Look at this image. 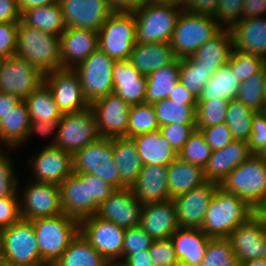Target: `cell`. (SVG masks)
I'll return each mask as SVG.
<instances>
[{
	"mask_svg": "<svg viewBox=\"0 0 266 266\" xmlns=\"http://www.w3.org/2000/svg\"><path fill=\"white\" fill-rule=\"evenodd\" d=\"M7 150L5 148L3 150L2 147L0 149V198H19L20 180L19 176H16L14 163L9 154L10 151H15V149L7 148Z\"/></svg>",
	"mask_w": 266,
	"mask_h": 266,
	"instance_id": "obj_49",
	"label": "cell"
},
{
	"mask_svg": "<svg viewBox=\"0 0 266 266\" xmlns=\"http://www.w3.org/2000/svg\"><path fill=\"white\" fill-rule=\"evenodd\" d=\"M135 44L133 12H113L98 31V48L116 61L128 60Z\"/></svg>",
	"mask_w": 266,
	"mask_h": 266,
	"instance_id": "obj_7",
	"label": "cell"
},
{
	"mask_svg": "<svg viewBox=\"0 0 266 266\" xmlns=\"http://www.w3.org/2000/svg\"><path fill=\"white\" fill-rule=\"evenodd\" d=\"M159 126L166 124L196 125L197 104H184L165 98L153 104Z\"/></svg>",
	"mask_w": 266,
	"mask_h": 266,
	"instance_id": "obj_41",
	"label": "cell"
},
{
	"mask_svg": "<svg viewBox=\"0 0 266 266\" xmlns=\"http://www.w3.org/2000/svg\"><path fill=\"white\" fill-rule=\"evenodd\" d=\"M24 102L27 105L30 121L59 122L62 112L58 109L48 86L43 83Z\"/></svg>",
	"mask_w": 266,
	"mask_h": 266,
	"instance_id": "obj_40",
	"label": "cell"
},
{
	"mask_svg": "<svg viewBox=\"0 0 266 266\" xmlns=\"http://www.w3.org/2000/svg\"><path fill=\"white\" fill-rule=\"evenodd\" d=\"M253 215L262 220L266 219V192L263 194L257 205L253 208Z\"/></svg>",
	"mask_w": 266,
	"mask_h": 266,
	"instance_id": "obj_69",
	"label": "cell"
},
{
	"mask_svg": "<svg viewBox=\"0 0 266 266\" xmlns=\"http://www.w3.org/2000/svg\"><path fill=\"white\" fill-rule=\"evenodd\" d=\"M139 227L153 240L170 238L180 228L173 200L144 204Z\"/></svg>",
	"mask_w": 266,
	"mask_h": 266,
	"instance_id": "obj_22",
	"label": "cell"
},
{
	"mask_svg": "<svg viewBox=\"0 0 266 266\" xmlns=\"http://www.w3.org/2000/svg\"><path fill=\"white\" fill-rule=\"evenodd\" d=\"M58 122H42V121H30V126L25 143L33 138L34 134L40 135L41 138H48L51 134L53 136L51 142L47 146H54L57 140ZM55 134V135H54ZM55 136V137H54Z\"/></svg>",
	"mask_w": 266,
	"mask_h": 266,
	"instance_id": "obj_60",
	"label": "cell"
},
{
	"mask_svg": "<svg viewBox=\"0 0 266 266\" xmlns=\"http://www.w3.org/2000/svg\"><path fill=\"white\" fill-rule=\"evenodd\" d=\"M211 76V69L197 65L191 57L180 58L179 80L196 98Z\"/></svg>",
	"mask_w": 266,
	"mask_h": 266,
	"instance_id": "obj_45",
	"label": "cell"
},
{
	"mask_svg": "<svg viewBox=\"0 0 266 266\" xmlns=\"http://www.w3.org/2000/svg\"><path fill=\"white\" fill-rule=\"evenodd\" d=\"M183 0H147V4H182Z\"/></svg>",
	"mask_w": 266,
	"mask_h": 266,
	"instance_id": "obj_71",
	"label": "cell"
},
{
	"mask_svg": "<svg viewBox=\"0 0 266 266\" xmlns=\"http://www.w3.org/2000/svg\"><path fill=\"white\" fill-rule=\"evenodd\" d=\"M109 263L79 231L54 266H109Z\"/></svg>",
	"mask_w": 266,
	"mask_h": 266,
	"instance_id": "obj_37",
	"label": "cell"
},
{
	"mask_svg": "<svg viewBox=\"0 0 266 266\" xmlns=\"http://www.w3.org/2000/svg\"><path fill=\"white\" fill-rule=\"evenodd\" d=\"M44 83V74L18 56L0 62V92L12 94L24 101Z\"/></svg>",
	"mask_w": 266,
	"mask_h": 266,
	"instance_id": "obj_13",
	"label": "cell"
},
{
	"mask_svg": "<svg viewBox=\"0 0 266 266\" xmlns=\"http://www.w3.org/2000/svg\"><path fill=\"white\" fill-rule=\"evenodd\" d=\"M132 139L137 146L142 165L168 166L177 157L160 129L136 135Z\"/></svg>",
	"mask_w": 266,
	"mask_h": 266,
	"instance_id": "obj_32",
	"label": "cell"
},
{
	"mask_svg": "<svg viewBox=\"0 0 266 266\" xmlns=\"http://www.w3.org/2000/svg\"><path fill=\"white\" fill-rule=\"evenodd\" d=\"M109 266H126V265L123 264L121 261H115V262L109 263Z\"/></svg>",
	"mask_w": 266,
	"mask_h": 266,
	"instance_id": "obj_74",
	"label": "cell"
},
{
	"mask_svg": "<svg viewBox=\"0 0 266 266\" xmlns=\"http://www.w3.org/2000/svg\"><path fill=\"white\" fill-rule=\"evenodd\" d=\"M124 228L96 215L82 219L79 231L89 243L110 263L122 261Z\"/></svg>",
	"mask_w": 266,
	"mask_h": 266,
	"instance_id": "obj_14",
	"label": "cell"
},
{
	"mask_svg": "<svg viewBox=\"0 0 266 266\" xmlns=\"http://www.w3.org/2000/svg\"><path fill=\"white\" fill-rule=\"evenodd\" d=\"M101 138L126 137L131 105L114 92L90 104Z\"/></svg>",
	"mask_w": 266,
	"mask_h": 266,
	"instance_id": "obj_17",
	"label": "cell"
},
{
	"mask_svg": "<svg viewBox=\"0 0 266 266\" xmlns=\"http://www.w3.org/2000/svg\"><path fill=\"white\" fill-rule=\"evenodd\" d=\"M218 186L207 181L172 199L180 228L201 229L207 208Z\"/></svg>",
	"mask_w": 266,
	"mask_h": 266,
	"instance_id": "obj_19",
	"label": "cell"
},
{
	"mask_svg": "<svg viewBox=\"0 0 266 266\" xmlns=\"http://www.w3.org/2000/svg\"><path fill=\"white\" fill-rule=\"evenodd\" d=\"M15 55L43 74L61 69V39L19 21Z\"/></svg>",
	"mask_w": 266,
	"mask_h": 266,
	"instance_id": "obj_2",
	"label": "cell"
},
{
	"mask_svg": "<svg viewBox=\"0 0 266 266\" xmlns=\"http://www.w3.org/2000/svg\"><path fill=\"white\" fill-rule=\"evenodd\" d=\"M240 263L266 258V223L252 215L227 237Z\"/></svg>",
	"mask_w": 266,
	"mask_h": 266,
	"instance_id": "obj_20",
	"label": "cell"
},
{
	"mask_svg": "<svg viewBox=\"0 0 266 266\" xmlns=\"http://www.w3.org/2000/svg\"><path fill=\"white\" fill-rule=\"evenodd\" d=\"M240 266H266V258H257L242 262L240 263Z\"/></svg>",
	"mask_w": 266,
	"mask_h": 266,
	"instance_id": "obj_70",
	"label": "cell"
},
{
	"mask_svg": "<svg viewBox=\"0 0 266 266\" xmlns=\"http://www.w3.org/2000/svg\"><path fill=\"white\" fill-rule=\"evenodd\" d=\"M27 184L18 191L21 219L30 221L63 213L59 185L33 180Z\"/></svg>",
	"mask_w": 266,
	"mask_h": 266,
	"instance_id": "obj_12",
	"label": "cell"
},
{
	"mask_svg": "<svg viewBox=\"0 0 266 266\" xmlns=\"http://www.w3.org/2000/svg\"><path fill=\"white\" fill-rule=\"evenodd\" d=\"M114 12H134L147 4V0H111Z\"/></svg>",
	"mask_w": 266,
	"mask_h": 266,
	"instance_id": "obj_66",
	"label": "cell"
},
{
	"mask_svg": "<svg viewBox=\"0 0 266 266\" xmlns=\"http://www.w3.org/2000/svg\"><path fill=\"white\" fill-rule=\"evenodd\" d=\"M159 128L160 126L152 104L141 103L131 105L126 138L153 132Z\"/></svg>",
	"mask_w": 266,
	"mask_h": 266,
	"instance_id": "obj_44",
	"label": "cell"
},
{
	"mask_svg": "<svg viewBox=\"0 0 266 266\" xmlns=\"http://www.w3.org/2000/svg\"><path fill=\"white\" fill-rule=\"evenodd\" d=\"M222 29L215 17L183 10L178 17L170 45L178 59L190 57Z\"/></svg>",
	"mask_w": 266,
	"mask_h": 266,
	"instance_id": "obj_4",
	"label": "cell"
},
{
	"mask_svg": "<svg viewBox=\"0 0 266 266\" xmlns=\"http://www.w3.org/2000/svg\"><path fill=\"white\" fill-rule=\"evenodd\" d=\"M212 151L202 132L195 129L177 156L183 161L204 168L211 157Z\"/></svg>",
	"mask_w": 266,
	"mask_h": 266,
	"instance_id": "obj_48",
	"label": "cell"
},
{
	"mask_svg": "<svg viewBox=\"0 0 266 266\" xmlns=\"http://www.w3.org/2000/svg\"><path fill=\"white\" fill-rule=\"evenodd\" d=\"M3 264L27 266L42 261L33 224L29 220L2 229Z\"/></svg>",
	"mask_w": 266,
	"mask_h": 266,
	"instance_id": "obj_9",
	"label": "cell"
},
{
	"mask_svg": "<svg viewBox=\"0 0 266 266\" xmlns=\"http://www.w3.org/2000/svg\"><path fill=\"white\" fill-rule=\"evenodd\" d=\"M167 180V166L142 165L131 189L142 205L167 201L170 199Z\"/></svg>",
	"mask_w": 266,
	"mask_h": 266,
	"instance_id": "obj_26",
	"label": "cell"
},
{
	"mask_svg": "<svg viewBox=\"0 0 266 266\" xmlns=\"http://www.w3.org/2000/svg\"><path fill=\"white\" fill-rule=\"evenodd\" d=\"M60 204L63 213L79 222L89 217L88 181L72 173L60 185Z\"/></svg>",
	"mask_w": 266,
	"mask_h": 266,
	"instance_id": "obj_30",
	"label": "cell"
},
{
	"mask_svg": "<svg viewBox=\"0 0 266 266\" xmlns=\"http://www.w3.org/2000/svg\"><path fill=\"white\" fill-rule=\"evenodd\" d=\"M253 215L252 207L239 196L217 187L201 230L210 238H227Z\"/></svg>",
	"mask_w": 266,
	"mask_h": 266,
	"instance_id": "obj_1",
	"label": "cell"
},
{
	"mask_svg": "<svg viewBox=\"0 0 266 266\" xmlns=\"http://www.w3.org/2000/svg\"><path fill=\"white\" fill-rule=\"evenodd\" d=\"M167 179L170 199L207 182L204 168L183 161L178 156L167 166Z\"/></svg>",
	"mask_w": 266,
	"mask_h": 266,
	"instance_id": "obj_33",
	"label": "cell"
},
{
	"mask_svg": "<svg viewBox=\"0 0 266 266\" xmlns=\"http://www.w3.org/2000/svg\"><path fill=\"white\" fill-rule=\"evenodd\" d=\"M121 262L126 266H153L149 255V249H143L139 252H132Z\"/></svg>",
	"mask_w": 266,
	"mask_h": 266,
	"instance_id": "obj_65",
	"label": "cell"
},
{
	"mask_svg": "<svg viewBox=\"0 0 266 266\" xmlns=\"http://www.w3.org/2000/svg\"><path fill=\"white\" fill-rule=\"evenodd\" d=\"M202 132L206 142L213 151L224 148L234 141L232 133L225 122L208 128H196Z\"/></svg>",
	"mask_w": 266,
	"mask_h": 266,
	"instance_id": "obj_57",
	"label": "cell"
},
{
	"mask_svg": "<svg viewBox=\"0 0 266 266\" xmlns=\"http://www.w3.org/2000/svg\"><path fill=\"white\" fill-rule=\"evenodd\" d=\"M232 50L233 40L230 28H223L190 57L197 65L211 69V75H213L219 67L228 63Z\"/></svg>",
	"mask_w": 266,
	"mask_h": 266,
	"instance_id": "obj_31",
	"label": "cell"
},
{
	"mask_svg": "<svg viewBox=\"0 0 266 266\" xmlns=\"http://www.w3.org/2000/svg\"><path fill=\"white\" fill-rule=\"evenodd\" d=\"M29 126L28 108L26 103L21 101L0 121V144L2 147L19 149L25 145Z\"/></svg>",
	"mask_w": 266,
	"mask_h": 266,
	"instance_id": "obj_35",
	"label": "cell"
},
{
	"mask_svg": "<svg viewBox=\"0 0 266 266\" xmlns=\"http://www.w3.org/2000/svg\"><path fill=\"white\" fill-rule=\"evenodd\" d=\"M180 59L160 67L146 76L147 90L145 103L153 104L156 101L168 98L179 80Z\"/></svg>",
	"mask_w": 266,
	"mask_h": 266,
	"instance_id": "obj_38",
	"label": "cell"
},
{
	"mask_svg": "<svg viewBox=\"0 0 266 266\" xmlns=\"http://www.w3.org/2000/svg\"><path fill=\"white\" fill-rule=\"evenodd\" d=\"M143 205L131 188L116 189L99 207L96 216L129 229L139 226Z\"/></svg>",
	"mask_w": 266,
	"mask_h": 266,
	"instance_id": "obj_21",
	"label": "cell"
},
{
	"mask_svg": "<svg viewBox=\"0 0 266 266\" xmlns=\"http://www.w3.org/2000/svg\"><path fill=\"white\" fill-rule=\"evenodd\" d=\"M176 59L170 43H136L128 61L142 75L148 76L160 67L173 63Z\"/></svg>",
	"mask_w": 266,
	"mask_h": 266,
	"instance_id": "obj_28",
	"label": "cell"
},
{
	"mask_svg": "<svg viewBox=\"0 0 266 266\" xmlns=\"http://www.w3.org/2000/svg\"><path fill=\"white\" fill-rule=\"evenodd\" d=\"M27 266H54L53 263L41 261L39 263L33 264V265H27Z\"/></svg>",
	"mask_w": 266,
	"mask_h": 266,
	"instance_id": "obj_73",
	"label": "cell"
},
{
	"mask_svg": "<svg viewBox=\"0 0 266 266\" xmlns=\"http://www.w3.org/2000/svg\"><path fill=\"white\" fill-rule=\"evenodd\" d=\"M27 159L32 174L29 180L60 185L73 173L72 155L55 146H45Z\"/></svg>",
	"mask_w": 266,
	"mask_h": 266,
	"instance_id": "obj_16",
	"label": "cell"
},
{
	"mask_svg": "<svg viewBox=\"0 0 266 266\" xmlns=\"http://www.w3.org/2000/svg\"><path fill=\"white\" fill-rule=\"evenodd\" d=\"M42 261L55 263L79 232V221L65 213L30 220Z\"/></svg>",
	"mask_w": 266,
	"mask_h": 266,
	"instance_id": "obj_5",
	"label": "cell"
},
{
	"mask_svg": "<svg viewBox=\"0 0 266 266\" xmlns=\"http://www.w3.org/2000/svg\"><path fill=\"white\" fill-rule=\"evenodd\" d=\"M67 27L98 32L114 12L111 0H58Z\"/></svg>",
	"mask_w": 266,
	"mask_h": 266,
	"instance_id": "obj_18",
	"label": "cell"
},
{
	"mask_svg": "<svg viewBox=\"0 0 266 266\" xmlns=\"http://www.w3.org/2000/svg\"><path fill=\"white\" fill-rule=\"evenodd\" d=\"M174 250L179 262L198 266L211 239L201 229L179 228L172 235Z\"/></svg>",
	"mask_w": 266,
	"mask_h": 266,
	"instance_id": "obj_29",
	"label": "cell"
},
{
	"mask_svg": "<svg viewBox=\"0 0 266 266\" xmlns=\"http://www.w3.org/2000/svg\"><path fill=\"white\" fill-rule=\"evenodd\" d=\"M266 16V0H244L243 18Z\"/></svg>",
	"mask_w": 266,
	"mask_h": 266,
	"instance_id": "obj_63",
	"label": "cell"
},
{
	"mask_svg": "<svg viewBox=\"0 0 266 266\" xmlns=\"http://www.w3.org/2000/svg\"><path fill=\"white\" fill-rule=\"evenodd\" d=\"M266 66L258 73L241 82L237 100L256 112L266 110Z\"/></svg>",
	"mask_w": 266,
	"mask_h": 266,
	"instance_id": "obj_43",
	"label": "cell"
},
{
	"mask_svg": "<svg viewBox=\"0 0 266 266\" xmlns=\"http://www.w3.org/2000/svg\"><path fill=\"white\" fill-rule=\"evenodd\" d=\"M20 21L24 25L58 37L67 28L59 2L28 9L21 14Z\"/></svg>",
	"mask_w": 266,
	"mask_h": 266,
	"instance_id": "obj_36",
	"label": "cell"
},
{
	"mask_svg": "<svg viewBox=\"0 0 266 266\" xmlns=\"http://www.w3.org/2000/svg\"><path fill=\"white\" fill-rule=\"evenodd\" d=\"M149 255L153 266H175L179 262L171 238L154 240Z\"/></svg>",
	"mask_w": 266,
	"mask_h": 266,
	"instance_id": "obj_53",
	"label": "cell"
},
{
	"mask_svg": "<svg viewBox=\"0 0 266 266\" xmlns=\"http://www.w3.org/2000/svg\"><path fill=\"white\" fill-rule=\"evenodd\" d=\"M151 236L139 226L125 230L122 248V260L132 252L149 249L153 243Z\"/></svg>",
	"mask_w": 266,
	"mask_h": 266,
	"instance_id": "obj_54",
	"label": "cell"
},
{
	"mask_svg": "<svg viewBox=\"0 0 266 266\" xmlns=\"http://www.w3.org/2000/svg\"><path fill=\"white\" fill-rule=\"evenodd\" d=\"M162 136L169 142L172 149L178 154L189 136L195 131L196 125L166 124L160 128Z\"/></svg>",
	"mask_w": 266,
	"mask_h": 266,
	"instance_id": "obj_56",
	"label": "cell"
},
{
	"mask_svg": "<svg viewBox=\"0 0 266 266\" xmlns=\"http://www.w3.org/2000/svg\"><path fill=\"white\" fill-rule=\"evenodd\" d=\"M56 2H58V0H17L21 14L28 9L42 7Z\"/></svg>",
	"mask_w": 266,
	"mask_h": 266,
	"instance_id": "obj_68",
	"label": "cell"
},
{
	"mask_svg": "<svg viewBox=\"0 0 266 266\" xmlns=\"http://www.w3.org/2000/svg\"><path fill=\"white\" fill-rule=\"evenodd\" d=\"M21 13L17 0H0V22H19Z\"/></svg>",
	"mask_w": 266,
	"mask_h": 266,
	"instance_id": "obj_62",
	"label": "cell"
},
{
	"mask_svg": "<svg viewBox=\"0 0 266 266\" xmlns=\"http://www.w3.org/2000/svg\"><path fill=\"white\" fill-rule=\"evenodd\" d=\"M20 219L19 198H0V229L7 228Z\"/></svg>",
	"mask_w": 266,
	"mask_h": 266,
	"instance_id": "obj_59",
	"label": "cell"
},
{
	"mask_svg": "<svg viewBox=\"0 0 266 266\" xmlns=\"http://www.w3.org/2000/svg\"><path fill=\"white\" fill-rule=\"evenodd\" d=\"M168 98L171 101H178L184 104H197V98L180 82L175 84V88Z\"/></svg>",
	"mask_w": 266,
	"mask_h": 266,
	"instance_id": "obj_64",
	"label": "cell"
},
{
	"mask_svg": "<svg viewBox=\"0 0 266 266\" xmlns=\"http://www.w3.org/2000/svg\"><path fill=\"white\" fill-rule=\"evenodd\" d=\"M113 86L114 93L130 105L145 103L147 78L128 60L116 61Z\"/></svg>",
	"mask_w": 266,
	"mask_h": 266,
	"instance_id": "obj_27",
	"label": "cell"
},
{
	"mask_svg": "<svg viewBox=\"0 0 266 266\" xmlns=\"http://www.w3.org/2000/svg\"><path fill=\"white\" fill-rule=\"evenodd\" d=\"M182 4H145L135 10L136 43H170Z\"/></svg>",
	"mask_w": 266,
	"mask_h": 266,
	"instance_id": "obj_3",
	"label": "cell"
},
{
	"mask_svg": "<svg viewBox=\"0 0 266 266\" xmlns=\"http://www.w3.org/2000/svg\"><path fill=\"white\" fill-rule=\"evenodd\" d=\"M219 0H183V10L189 13L215 17Z\"/></svg>",
	"mask_w": 266,
	"mask_h": 266,
	"instance_id": "obj_61",
	"label": "cell"
},
{
	"mask_svg": "<svg viewBox=\"0 0 266 266\" xmlns=\"http://www.w3.org/2000/svg\"><path fill=\"white\" fill-rule=\"evenodd\" d=\"M175 266H190V265H187V264H183L181 262H178Z\"/></svg>",
	"mask_w": 266,
	"mask_h": 266,
	"instance_id": "obj_75",
	"label": "cell"
},
{
	"mask_svg": "<svg viewBox=\"0 0 266 266\" xmlns=\"http://www.w3.org/2000/svg\"><path fill=\"white\" fill-rule=\"evenodd\" d=\"M22 100L12 94L0 92V121Z\"/></svg>",
	"mask_w": 266,
	"mask_h": 266,
	"instance_id": "obj_67",
	"label": "cell"
},
{
	"mask_svg": "<svg viewBox=\"0 0 266 266\" xmlns=\"http://www.w3.org/2000/svg\"><path fill=\"white\" fill-rule=\"evenodd\" d=\"M228 100H197L196 128H208L225 122Z\"/></svg>",
	"mask_w": 266,
	"mask_h": 266,
	"instance_id": "obj_47",
	"label": "cell"
},
{
	"mask_svg": "<svg viewBox=\"0 0 266 266\" xmlns=\"http://www.w3.org/2000/svg\"><path fill=\"white\" fill-rule=\"evenodd\" d=\"M100 138L91 107L71 113H63L58 122L55 147L67 151L72 156L86 145Z\"/></svg>",
	"mask_w": 266,
	"mask_h": 266,
	"instance_id": "obj_11",
	"label": "cell"
},
{
	"mask_svg": "<svg viewBox=\"0 0 266 266\" xmlns=\"http://www.w3.org/2000/svg\"><path fill=\"white\" fill-rule=\"evenodd\" d=\"M61 68L74 69L98 48V32L67 27L60 35Z\"/></svg>",
	"mask_w": 266,
	"mask_h": 266,
	"instance_id": "obj_23",
	"label": "cell"
},
{
	"mask_svg": "<svg viewBox=\"0 0 266 266\" xmlns=\"http://www.w3.org/2000/svg\"><path fill=\"white\" fill-rule=\"evenodd\" d=\"M113 154L120 174V189L131 188L142 168L137 146L132 138H113Z\"/></svg>",
	"mask_w": 266,
	"mask_h": 266,
	"instance_id": "obj_34",
	"label": "cell"
},
{
	"mask_svg": "<svg viewBox=\"0 0 266 266\" xmlns=\"http://www.w3.org/2000/svg\"><path fill=\"white\" fill-rule=\"evenodd\" d=\"M198 266H240V261L227 238H211Z\"/></svg>",
	"mask_w": 266,
	"mask_h": 266,
	"instance_id": "obj_46",
	"label": "cell"
},
{
	"mask_svg": "<svg viewBox=\"0 0 266 266\" xmlns=\"http://www.w3.org/2000/svg\"><path fill=\"white\" fill-rule=\"evenodd\" d=\"M247 144L253 155L266 162V110L256 112L252 118V132Z\"/></svg>",
	"mask_w": 266,
	"mask_h": 266,
	"instance_id": "obj_52",
	"label": "cell"
},
{
	"mask_svg": "<svg viewBox=\"0 0 266 266\" xmlns=\"http://www.w3.org/2000/svg\"><path fill=\"white\" fill-rule=\"evenodd\" d=\"M228 64L239 81L244 82L252 75L260 72L266 66V60L263 57L233 49Z\"/></svg>",
	"mask_w": 266,
	"mask_h": 266,
	"instance_id": "obj_50",
	"label": "cell"
},
{
	"mask_svg": "<svg viewBox=\"0 0 266 266\" xmlns=\"http://www.w3.org/2000/svg\"><path fill=\"white\" fill-rule=\"evenodd\" d=\"M19 22H0V57L14 56L17 47Z\"/></svg>",
	"mask_w": 266,
	"mask_h": 266,
	"instance_id": "obj_58",
	"label": "cell"
},
{
	"mask_svg": "<svg viewBox=\"0 0 266 266\" xmlns=\"http://www.w3.org/2000/svg\"><path fill=\"white\" fill-rule=\"evenodd\" d=\"M233 49L266 60V16L242 18L230 28Z\"/></svg>",
	"mask_w": 266,
	"mask_h": 266,
	"instance_id": "obj_25",
	"label": "cell"
},
{
	"mask_svg": "<svg viewBox=\"0 0 266 266\" xmlns=\"http://www.w3.org/2000/svg\"><path fill=\"white\" fill-rule=\"evenodd\" d=\"M244 0H219L215 18L223 28H231L243 18Z\"/></svg>",
	"mask_w": 266,
	"mask_h": 266,
	"instance_id": "obj_55",
	"label": "cell"
},
{
	"mask_svg": "<svg viewBox=\"0 0 266 266\" xmlns=\"http://www.w3.org/2000/svg\"><path fill=\"white\" fill-rule=\"evenodd\" d=\"M253 155L247 142L234 140L224 148L212 151L204 167V176L208 182L220 185L226 176L238 165Z\"/></svg>",
	"mask_w": 266,
	"mask_h": 266,
	"instance_id": "obj_24",
	"label": "cell"
},
{
	"mask_svg": "<svg viewBox=\"0 0 266 266\" xmlns=\"http://www.w3.org/2000/svg\"><path fill=\"white\" fill-rule=\"evenodd\" d=\"M255 113L256 111L236 98L229 101L225 123L230 129L234 140L247 142L252 132V118Z\"/></svg>",
	"mask_w": 266,
	"mask_h": 266,
	"instance_id": "obj_42",
	"label": "cell"
},
{
	"mask_svg": "<svg viewBox=\"0 0 266 266\" xmlns=\"http://www.w3.org/2000/svg\"><path fill=\"white\" fill-rule=\"evenodd\" d=\"M3 264L2 229H0V265Z\"/></svg>",
	"mask_w": 266,
	"mask_h": 266,
	"instance_id": "obj_72",
	"label": "cell"
},
{
	"mask_svg": "<svg viewBox=\"0 0 266 266\" xmlns=\"http://www.w3.org/2000/svg\"><path fill=\"white\" fill-rule=\"evenodd\" d=\"M74 174H92L120 189V174L113 154V138H99L73 156Z\"/></svg>",
	"mask_w": 266,
	"mask_h": 266,
	"instance_id": "obj_6",
	"label": "cell"
},
{
	"mask_svg": "<svg viewBox=\"0 0 266 266\" xmlns=\"http://www.w3.org/2000/svg\"><path fill=\"white\" fill-rule=\"evenodd\" d=\"M219 187L244 199L253 209L266 192V162L251 155L234 168Z\"/></svg>",
	"mask_w": 266,
	"mask_h": 266,
	"instance_id": "obj_8",
	"label": "cell"
},
{
	"mask_svg": "<svg viewBox=\"0 0 266 266\" xmlns=\"http://www.w3.org/2000/svg\"><path fill=\"white\" fill-rule=\"evenodd\" d=\"M82 181H88L89 217L96 215L98 207L116 190L111 184L92 174H76Z\"/></svg>",
	"mask_w": 266,
	"mask_h": 266,
	"instance_id": "obj_51",
	"label": "cell"
},
{
	"mask_svg": "<svg viewBox=\"0 0 266 266\" xmlns=\"http://www.w3.org/2000/svg\"><path fill=\"white\" fill-rule=\"evenodd\" d=\"M44 83L51 91L58 109L63 113L78 112L90 107L84 97L78 74L74 69H57L44 74Z\"/></svg>",
	"mask_w": 266,
	"mask_h": 266,
	"instance_id": "obj_15",
	"label": "cell"
},
{
	"mask_svg": "<svg viewBox=\"0 0 266 266\" xmlns=\"http://www.w3.org/2000/svg\"><path fill=\"white\" fill-rule=\"evenodd\" d=\"M115 63L116 60L97 48L85 61L74 68L80 79L84 97L90 104L114 92Z\"/></svg>",
	"mask_w": 266,
	"mask_h": 266,
	"instance_id": "obj_10",
	"label": "cell"
},
{
	"mask_svg": "<svg viewBox=\"0 0 266 266\" xmlns=\"http://www.w3.org/2000/svg\"><path fill=\"white\" fill-rule=\"evenodd\" d=\"M240 84L239 78L226 63L210 77L197 100L221 98L230 101L237 98Z\"/></svg>",
	"mask_w": 266,
	"mask_h": 266,
	"instance_id": "obj_39",
	"label": "cell"
}]
</instances>
